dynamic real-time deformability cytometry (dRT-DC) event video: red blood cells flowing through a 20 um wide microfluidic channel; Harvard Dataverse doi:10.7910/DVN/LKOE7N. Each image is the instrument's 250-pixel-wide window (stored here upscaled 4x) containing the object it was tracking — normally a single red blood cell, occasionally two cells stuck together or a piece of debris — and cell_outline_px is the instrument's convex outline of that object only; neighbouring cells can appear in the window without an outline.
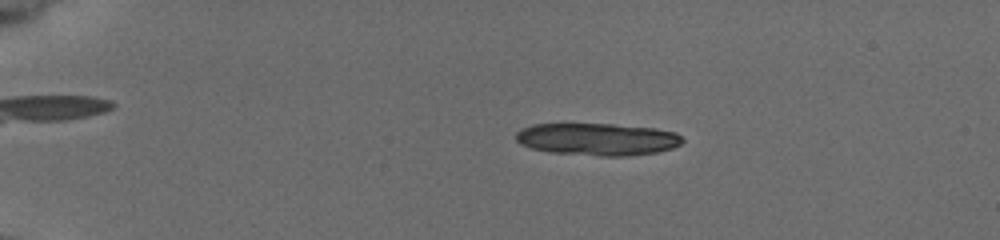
{"species": "common noctule bat (a hibernating species)", "species_latin": "Nyctalus noctula", "temperature_condition": "cold", "stored_images_in_passage": 56, "camera_frame_rate_fps": 3000, "um_per_image_px": 0.085, "animal": {"sex": "female", "body_mass_g": 19.5, "forearm_length_mm": 54.1}, "frame": {"image": 1, "passage_image": 12, "time_ms": 3.667, "image_size_px": [1000, 240], "cell_outline_px": [[684, 140], [680, 144], [672, 148], [656, 152], [628, 156], [600, 156], [548, 152], [532, 148], [520, 144], [516, 140], [516, 132], [532, 124], [612, 124], [656, 128], [676, 132]], "centroid_in_image_um": [50.79, 11.83], "position_along_channel_um": 34.2, "area_um2": 31.39}}
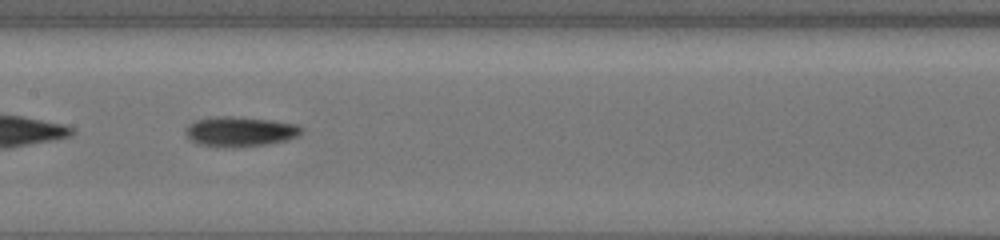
{"frame": {"image": 2, "passage_image": 31, "time_ms": 10.0, "image_size_px": [1000, 240], "cell_outline_px": [[304, 128], [296, 136], [284, 140], [264, 144], [236, 148], [224, 148], [196, 144], [188, 140], [184, 132], [184, 128], [188, 124], [196, 120], [208, 116], [232, 116], [272, 120], [296, 124]], "centroid_in_image_um": [20.28, 11.18], "position_along_channel_um": 187.1, "area_um2": 20.58}}
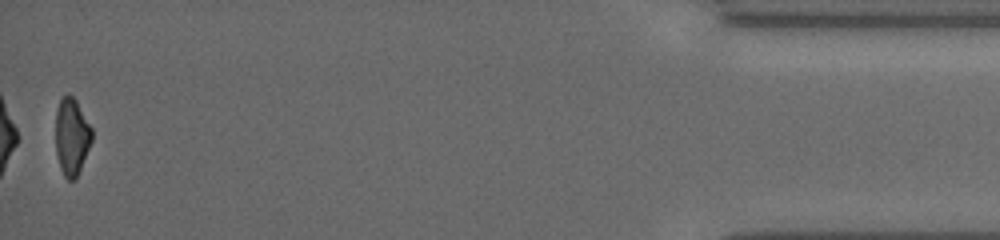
{"frame": {"image": 3, "passage_image": 56, "time_ms": 18.333, "image_size_px": [1000, 240], "cell_outline_px": [[92, 140], [80, 168], [76, 176], [72, 180], [68, 180], [64, 176], [60, 168], [56, 152], [56, 112], [60, 100], [68, 92], [76, 100], [92, 128]], "centroid_in_image_um": [6.09, 11.58], "position_along_channel_um": 429.1, "area_um2": 16.07}, "authors_computed_cell_mechanics": {"area_um2": 19.3341, "velocity_mm_per_s": 3.7926, "shape_relaxation_time_tau1_ms": 4.2824, "shape_relaxation_time_tau2_ms": 9.7926, "deformation_change_tau1": 0.1491, "deformation_change_tau2": 0.197}}